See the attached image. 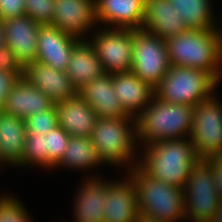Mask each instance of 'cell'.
Returning a JSON list of instances; mask_svg holds the SVG:
<instances>
[{"mask_svg": "<svg viewBox=\"0 0 222 222\" xmlns=\"http://www.w3.org/2000/svg\"><path fill=\"white\" fill-rule=\"evenodd\" d=\"M145 0H95L96 22L115 25V28L142 29Z\"/></svg>", "mask_w": 222, "mask_h": 222, "instance_id": "cell-15", "label": "cell"}, {"mask_svg": "<svg viewBox=\"0 0 222 222\" xmlns=\"http://www.w3.org/2000/svg\"><path fill=\"white\" fill-rule=\"evenodd\" d=\"M135 222H159V221L156 219H151L143 215H139V217L136 219Z\"/></svg>", "mask_w": 222, "mask_h": 222, "instance_id": "cell-38", "label": "cell"}, {"mask_svg": "<svg viewBox=\"0 0 222 222\" xmlns=\"http://www.w3.org/2000/svg\"><path fill=\"white\" fill-rule=\"evenodd\" d=\"M66 73L77 91L105 74L101 61L89 40L79 39L74 44Z\"/></svg>", "mask_w": 222, "mask_h": 222, "instance_id": "cell-22", "label": "cell"}, {"mask_svg": "<svg viewBox=\"0 0 222 222\" xmlns=\"http://www.w3.org/2000/svg\"><path fill=\"white\" fill-rule=\"evenodd\" d=\"M215 97L194 106L189 138L199 160L222 155V105Z\"/></svg>", "mask_w": 222, "mask_h": 222, "instance_id": "cell-8", "label": "cell"}, {"mask_svg": "<svg viewBox=\"0 0 222 222\" xmlns=\"http://www.w3.org/2000/svg\"><path fill=\"white\" fill-rule=\"evenodd\" d=\"M79 39L52 25H41L37 35L36 60L56 70L66 71L72 48Z\"/></svg>", "mask_w": 222, "mask_h": 222, "instance_id": "cell-13", "label": "cell"}, {"mask_svg": "<svg viewBox=\"0 0 222 222\" xmlns=\"http://www.w3.org/2000/svg\"><path fill=\"white\" fill-rule=\"evenodd\" d=\"M23 77L34 87L44 92L54 103L75 97L78 94L66 71L34 61L23 68Z\"/></svg>", "mask_w": 222, "mask_h": 222, "instance_id": "cell-14", "label": "cell"}, {"mask_svg": "<svg viewBox=\"0 0 222 222\" xmlns=\"http://www.w3.org/2000/svg\"><path fill=\"white\" fill-rule=\"evenodd\" d=\"M185 216L194 222H207L221 203L208 160H200L189 172L183 188Z\"/></svg>", "mask_w": 222, "mask_h": 222, "instance_id": "cell-7", "label": "cell"}, {"mask_svg": "<svg viewBox=\"0 0 222 222\" xmlns=\"http://www.w3.org/2000/svg\"><path fill=\"white\" fill-rule=\"evenodd\" d=\"M21 77H23V74H14L0 69V112L4 108L8 93Z\"/></svg>", "mask_w": 222, "mask_h": 222, "instance_id": "cell-33", "label": "cell"}, {"mask_svg": "<svg viewBox=\"0 0 222 222\" xmlns=\"http://www.w3.org/2000/svg\"><path fill=\"white\" fill-rule=\"evenodd\" d=\"M95 0H55L52 26L76 38L96 24Z\"/></svg>", "mask_w": 222, "mask_h": 222, "instance_id": "cell-12", "label": "cell"}, {"mask_svg": "<svg viewBox=\"0 0 222 222\" xmlns=\"http://www.w3.org/2000/svg\"><path fill=\"white\" fill-rule=\"evenodd\" d=\"M187 29H216L210 0H169Z\"/></svg>", "mask_w": 222, "mask_h": 222, "instance_id": "cell-26", "label": "cell"}, {"mask_svg": "<svg viewBox=\"0 0 222 222\" xmlns=\"http://www.w3.org/2000/svg\"><path fill=\"white\" fill-rule=\"evenodd\" d=\"M193 111L194 106L167 103L155 96L136 117L137 139L149 145L158 141L189 138Z\"/></svg>", "mask_w": 222, "mask_h": 222, "instance_id": "cell-2", "label": "cell"}, {"mask_svg": "<svg viewBox=\"0 0 222 222\" xmlns=\"http://www.w3.org/2000/svg\"><path fill=\"white\" fill-rule=\"evenodd\" d=\"M165 42L170 65L203 70L217 81L221 79L222 61L216 29H188Z\"/></svg>", "mask_w": 222, "mask_h": 222, "instance_id": "cell-3", "label": "cell"}, {"mask_svg": "<svg viewBox=\"0 0 222 222\" xmlns=\"http://www.w3.org/2000/svg\"><path fill=\"white\" fill-rule=\"evenodd\" d=\"M78 94L94 109L98 118L129 117L113 91L112 75L109 73L84 85Z\"/></svg>", "mask_w": 222, "mask_h": 222, "instance_id": "cell-20", "label": "cell"}, {"mask_svg": "<svg viewBox=\"0 0 222 222\" xmlns=\"http://www.w3.org/2000/svg\"><path fill=\"white\" fill-rule=\"evenodd\" d=\"M98 179H88L80 188L74 207L75 222H104L110 182Z\"/></svg>", "mask_w": 222, "mask_h": 222, "instance_id": "cell-23", "label": "cell"}, {"mask_svg": "<svg viewBox=\"0 0 222 222\" xmlns=\"http://www.w3.org/2000/svg\"><path fill=\"white\" fill-rule=\"evenodd\" d=\"M142 29L164 40L188 30L169 0H145Z\"/></svg>", "mask_w": 222, "mask_h": 222, "instance_id": "cell-21", "label": "cell"}, {"mask_svg": "<svg viewBox=\"0 0 222 222\" xmlns=\"http://www.w3.org/2000/svg\"><path fill=\"white\" fill-rule=\"evenodd\" d=\"M27 210L13 196L0 197V222H31Z\"/></svg>", "mask_w": 222, "mask_h": 222, "instance_id": "cell-31", "label": "cell"}, {"mask_svg": "<svg viewBox=\"0 0 222 222\" xmlns=\"http://www.w3.org/2000/svg\"><path fill=\"white\" fill-rule=\"evenodd\" d=\"M25 14V0H0V18L7 20Z\"/></svg>", "mask_w": 222, "mask_h": 222, "instance_id": "cell-32", "label": "cell"}, {"mask_svg": "<svg viewBox=\"0 0 222 222\" xmlns=\"http://www.w3.org/2000/svg\"><path fill=\"white\" fill-rule=\"evenodd\" d=\"M104 222H135L139 217L138 196L133 179L110 181Z\"/></svg>", "mask_w": 222, "mask_h": 222, "instance_id": "cell-18", "label": "cell"}, {"mask_svg": "<svg viewBox=\"0 0 222 222\" xmlns=\"http://www.w3.org/2000/svg\"><path fill=\"white\" fill-rule=\"evenodd\" d=\"M207 222H222V202L219 204L217 210Z\"/></svg>", "mask_w": 222, "mask_h": 222, "instance_id": "cell-36", "label": "cell"}, {"mask_svg": "<svg viewBox=\"0 0 222 222\" xmlns=\"http://www.w3.org/2000/svg\"><path fill=\"white\" fill-rule=\"evenodd\" d=\"M106 28L99 30L90 41L104 72L113 75L131 71L133 29Z\"/></svg>", "mask_w": 222, "mask_h": 222, "instance_id": "cell-10", "label": "cell"}, {"mask_svg": "<svg viewBox=\"0 0 222 222\" xmlns=\"http://www.w3.org/2000/svg\"><path fill=\"white\" fill-rule=\"evenodd\" d=\"M103 164L99 154L91 141V137L71 136L61 159L54 165L71 168L86 169Z\"/></svg>", "mask_w": 222, "mask_h": 222, "instance_id": "cell-25", "label": "cell"}, {"mask_svg": "<svg viewBox=\"0 0 222 222\" xmlns=\"http://www.w3.org/2000/svg\"><path fill=\"white\" fill-rule=\"evenodd\" d=\"M54 105L44 92L21 77L8 93L2 111L25 120L35 113L51 109Z\"/></svg>", "mask_w": 222, "mask_h": 222, "instance_id": "cell-17", "label": "cell"}, {"mask_svg": "<svg viewBox=\"0 0 222 222\" xmlns=\"http://www.w3.org/2000/svg\"><path fill=\"white\" fill-rule=\"evenodd\" d=\"M217 30V34H218V38H219V48H220V57H221V61H222V30L216 29Z\"/></svg>", "mask_w": 222, "mask_h": 222, "instance_id": "cell-39", "label": "cell"}, {"mask_svg": "<svg viewBox=\"0 0 222 222\" xmlns=\"http://www.w3.org/2000/svg\"><path fill=\"white\" fill-rule=\"evenodd\" d=\"M5 43L24 68L36 60L40 24L26 14L3 20Z\"/></svg>", "mask_w": 222, "mask_h": 222, "instance_id": "cell-11", "label": "cell"}, {"mask_svg": "<svg viewBox=\"0 0 222 222\" xmlns=\"http://www.w3.org/2000/svg\"><path fill=\"white\" fill-rule=\"evenodd\" d=\"M0 69L14 74H23V67L17 61L11 49L6 45L0 48Z\"/></svg>", "mask_w": 222, "mask_h": 222, "instance_id": "cell-34", "label": "cell"}, {"mask_svg": "<svg viewBox=\"0 0 222 222\" xmlns=\"http://www.w3.org/2000/svg\"><path fill=\"white\" fill-rule=\"evenodd\" d=\"M5 43V32H4V23L3 19L0 18V48L4 47Z\"/></svg>", "mask_w": 222, "mask_h": 222, "instance_id": "cell-37", "label": "cell"}, {"mask_svg": "<svg viewBox=\"0 0 222 222\" xmlns=\"http://www.w3.org/2000/svg\"><path fill=\"white\" fill-rule=\"evenodd\" d=\"M211 163V169L215 178V188L222 202V155L208 160Z\"/></svg>", "mask_w": 222, "mask_h": 222, "instance_id": "cell-35", "label": "cell"}, {"mask_svg": "<svg viewBox=\"0 0 222 222\" xmlns=\"http://www.w3.org/2000/svg\"><path fill=\"white\" fill-rule=\"evenodd\" d=\"M27 133L47 134L58 125L56 106L51 109L35 113L24 120Z\"/></svg>", "mask_w": 222, "mask_h": 222, "instance_id": "cell-29", "label": "cell"}, {"mask_svg": "<svg viewBox=\"0 0 222 222\" xmlns=\"http://www.w3.org/2000/svg\"><path fill=\"white\" fill-rule=\"evenodd\" d=\"M38 164L49 168V156L46 154V135L41 133H26L22 159L16 166Z\"/></svg>", "mask_w": 222, "mask_h": 222, "instance_id": "cell-27", "label": "cell"}, {"mask_svg": "<svg viewBox=\"0 0 222 222\" xmlns=\"http://www.w3.org/2000/svg\"><path fill=\"white\" fill-rule=\"evenodd\" d=\"M55 0H25V14L40 25H51Z\"/></svg>", "mask_w": 222, "mask_h": 222, "instance_id": "cell-30", "label": "cell"}, {"mask_svg": "<svg viewBox=\"0 0 222 222\" xmlns=\"http://www.w3.org/2000/svg\"><path fill=\"white\" fill-rule=\"evenodd\" d=\"M170 66L164 39L143 29L133 30L131 71L137 77L156 88Z\"/></svg>", "mask_w": 222, "mask_h": 222, "instance_id": "cell-9", "label": "cell"}, {"mask_svg": "<svg viewBox=\"0 0 222 222\" xmlns=\"http://www.w3.org/2000/svg\"><path fill=\"white\" fill-rule=\"evenodd\" d=\"M58 124L70 135L91 137L98 117L94 109L77 94L70 99L55 103Z\"/></svg>", "mask_w": 222, "mask_h": 222, "instance_id": "cell-19", "label": "cell"}, {"mask_svg": "<svg viewBox=\"0 0 222 222\" xmlns=\"http://www.w3.org/2000/svg\"><path fill=\"white\" fill-rule=\"evenodd\" d=\"M145 147L143 159L138 160L137 166L152 179L181 189L189 172L200 161L190 138L158 141Z\"/></svg>", "mask_w": 222, "mask_h": 222, "instance_id": "cell-1", "label": "cell"}, {"mask_svg": "<svg viewBox=\"0 0 222 222\" xmlns=\"http://www.w3.org/2000/svg\"><path fill=\"white\" fill-rule=\"evenodd\" d=\"M26 133L24 119L0 112V162L15 166L22 159Z\"/></svg>", "mask_w": 222, "mask_h": 222, "instance_id": "cell-24", "label": "cell"}, {"mask_svg": "<svg viewBox=\"0 0 222 222\" xmlns=\"http://www.w3.org/2000/svg\"><path fill=\"white\" fill-rule=\"evenodd\" d=\"M130 122L133 123L130 124ZM136 140H138L136 118L132 116L127 118H98L91 134V141L102 162L121 165L129 161L127 163L130 166L128 171L137 166V162L132 160L134 151H136L134 150ZM130 162L133 164L132 167Z\"/></svg>", "mask_w": 222, "mask_h": 222, "instance_id": "cell-5", "label": "cell"}, {"mask_svg": "<svg viewBox=\"0 0 222 222\" xmlns=\"http://www.w3.org/2000/svg\"><path fill=\"white\" fill-rule=\"evenodd\" d=\"M217 82L203 70L171 65L155 88V96L167 103L196 106L214 95Z\"/></svg>", "mask_w": 222, "mask_h": 222, "instance_id": "cell-6", "label": "cell"}, {"mask_svg": "<svg viewBox=\"0 0 222 222\" xmlns=\"http://www.w3.org/2000/svg\"><path fill=\"white\" fill-rule=\"evenodd\" d=\"M70 137L59 124L46 134V154L49 156V169L53 168L65 153Z\"/></svg>", "mask_w": 222, "mask_h": 222, "instance_id": "cell-28", "label": "cell"}, {"mask_svg": "<svg viewBox=\"0 0 222 222\" xmlns=\"http://www.w3.org/2000/svg\"><path fill=\"white\" fill-rule=\"evenodd\" d=\"M113 91L128 116L136 118L155 97V88L132 71L112 75Z\"/></svg>", "mask_w": 222, "mask_h": 222, "instance_id": "cell-16", "label": "cell"}, {"mask_svg": "<svg viewBox=\"0 0 222 222\" xmlns=\"http://www.w3.org/2000/svg\"><path fill=\"white\" fill-rule=\"evenodd\" d=\"M128 172L136 186L140 215L159 222L186 219L183 189L152 179L138 166Z\"/></svg>", "mask_w": 222, "mask_h": 222, "instance_id": "cell-4", "label": "cell"}]
</instances>
